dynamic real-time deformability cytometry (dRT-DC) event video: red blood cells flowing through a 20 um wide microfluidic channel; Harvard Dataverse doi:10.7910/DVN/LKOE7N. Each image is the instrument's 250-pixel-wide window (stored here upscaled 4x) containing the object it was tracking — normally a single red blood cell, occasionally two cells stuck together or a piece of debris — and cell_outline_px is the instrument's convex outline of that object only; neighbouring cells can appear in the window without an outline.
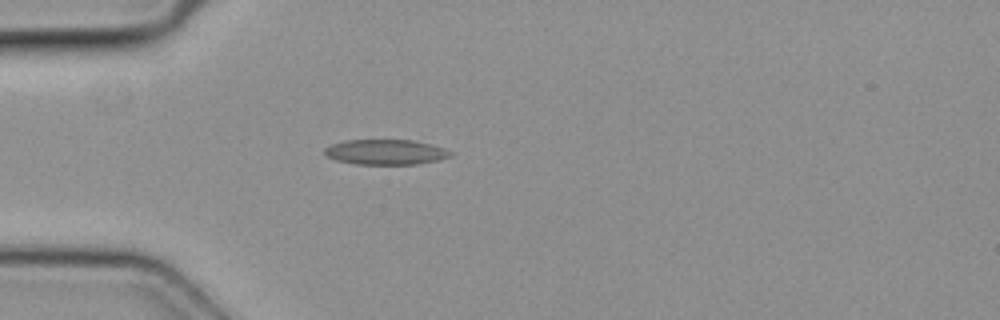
{"species": "common noctule bat (a hibernating species)", "species_latin": "Nyctalus noctula", "temperature_condition": "cold", "stored_images_in_passage": 2, "camera_frame_rate_fps": 3000, "um_per_image_px": 0.085, "animal": {"sex": "female", "body_mass_g": 19.3, "forearm_length_mm": 54.1}, "frame": {"image": 1, "passage_image": 2, "time_ms": 0.333, "image_size_px": [1000, 320], "cell_outline_px": [[452, 156], [440, 160], [416, 164], [356, 164], [336, 160], [324, 156], [324, 148], [332, 144], [344, 140], [412, 140], [432, 144], [444, 148], [452, 152]], "centroid_in_image_um": [32.78, 12.92], "position_along_channel_um": 52.2, "area_um2": 18.61}}